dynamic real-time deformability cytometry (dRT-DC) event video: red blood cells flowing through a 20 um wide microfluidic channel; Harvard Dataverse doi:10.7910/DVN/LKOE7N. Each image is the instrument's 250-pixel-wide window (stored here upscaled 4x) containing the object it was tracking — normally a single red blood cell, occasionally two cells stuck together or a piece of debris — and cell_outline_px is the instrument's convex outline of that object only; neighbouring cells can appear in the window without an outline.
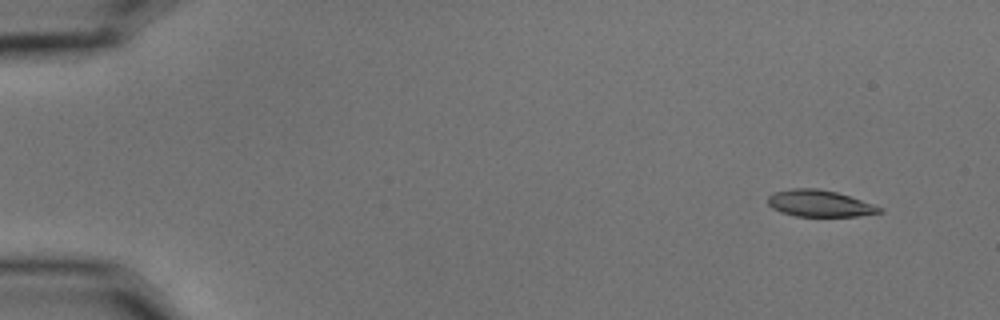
{"species": "common noctule bat (a hibernating species)", "species_latin": "Nyctalus noctula", "temperature_condition": "cold", "stored_images_in_passage": 6, "camera_frame_rate_fps": 3000, "um_per_image_px": 0.085, "animal": {"sex": "male", "body_mass_g": 15.6}, "frame": {"image": 1, "passage_image": 1, "time_ms": 0.0, "image_size_px": [1000, 320], "cell_outline_px": [[884, 212], [856, 216], [796, 216], [780, 212], [772, 208], [768, 204], [768, 196], [772, 192], [792, 188], [816, 188], [836, 192], [884, 208]], "centroid_in_image_um": [69.63, 17.29], "position_along_channel_um": 15.4, "area_um2": 17.28}}
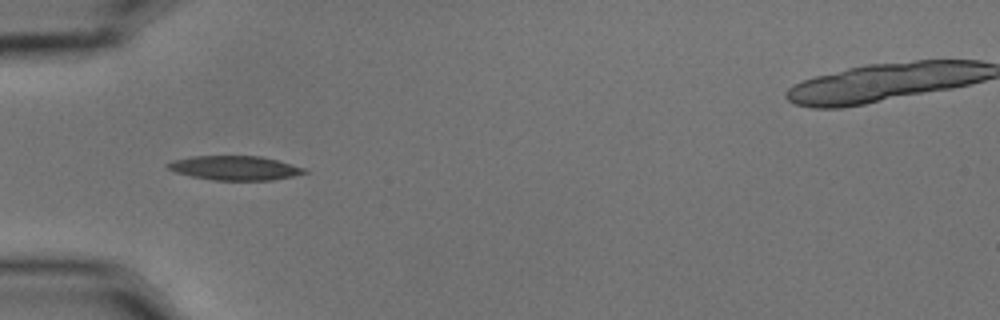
{"frame": {"image": 2, "passage_image": 5, "time_ms": 1.333, "image_size_px": [1000, 320], "cell_outline_px": [[308, 172], [292, 176], [272, 180], [212, 180], [192, 176], [176, 172], [168, 168], [164, 164], [172, 160], [192, 156], [260, 156], [276, 160], [304, 168]], "centroid_in_image_um": [19.91, 14.27], "position_along_channel_um": 65.1, "area_um2": 19.13}}
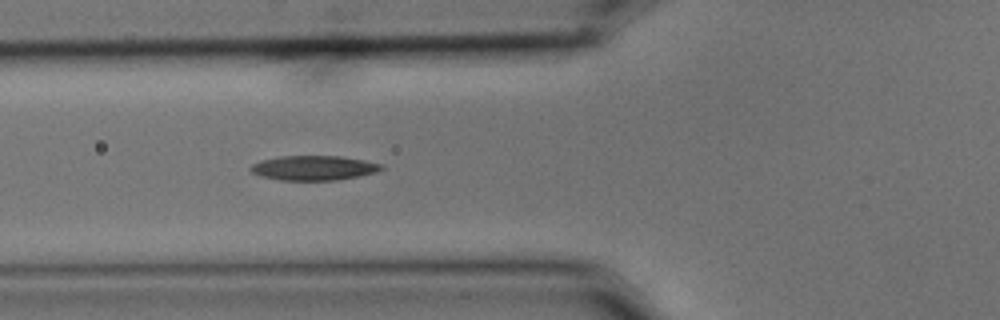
{"frame": {"image": 3, "passage_image": 6, "time_ms": 1.667, "image_size_px": [1000, 320], "cell_outline_px": [[384, 168], [376, 172], [360, 176], [336, 180], [280, 180], [260, 176], [252, 172], [248, 168], [252, 164], [260, 160], [280, 156], [340, 156], [364, 160], [380, 164]], "centroid_in_image_um": [26.63, 14.27], "position_along_channel_um": 99.2, "area_um2": 18.79}}